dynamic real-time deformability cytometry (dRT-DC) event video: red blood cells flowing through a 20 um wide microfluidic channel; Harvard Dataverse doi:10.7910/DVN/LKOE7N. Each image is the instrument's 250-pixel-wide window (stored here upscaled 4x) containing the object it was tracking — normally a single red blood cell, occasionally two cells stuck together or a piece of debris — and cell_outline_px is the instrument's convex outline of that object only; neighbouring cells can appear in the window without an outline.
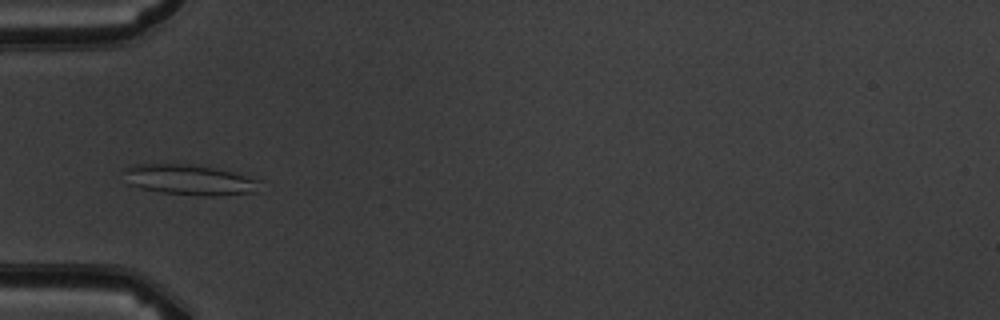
{"species": "common noctule bat (a hibernating species)", "species_latin": "Nyctalus noctula", "temperature_condition": "warm", "stored_images_in_passage": 7, "camera_frame_rate_fps": 3000, "um_per_image_px": 0.085, "animal": {"sex": "male", "body_mass_g": 19.5, "forearm_length_mm": 54.6}, "frame": {"image": 1, "passage_image": 7, "time_ms": 6.667, "image_size_px": [1000, 320], "cell_outline_px": [[264, 180], [256, 192], [216, 196], [200, 196], [164, 192], [140, 188], [128, 184], [124, 172], [124, 168], [136, 164], [184, 164], [212, 168], [232, 172]], "centroid_in_image_um": [16.15, 15.29], "position_along_channel_um": 68.9, "area_um2": 24.04}}